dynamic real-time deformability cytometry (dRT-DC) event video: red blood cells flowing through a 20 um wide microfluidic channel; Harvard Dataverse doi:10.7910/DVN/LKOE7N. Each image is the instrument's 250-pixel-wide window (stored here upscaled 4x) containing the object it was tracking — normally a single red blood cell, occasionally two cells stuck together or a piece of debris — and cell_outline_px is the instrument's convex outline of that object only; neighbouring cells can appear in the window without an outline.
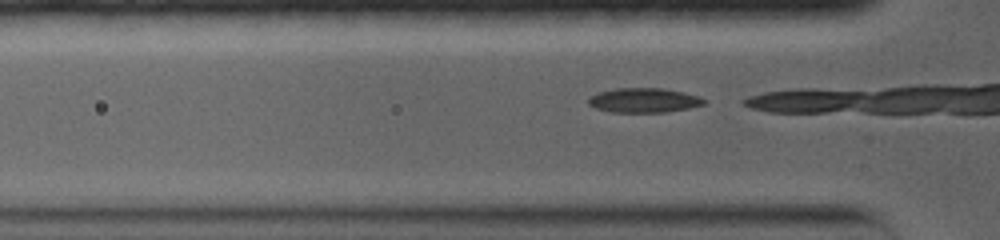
{"species": "common noctule bat (a hibernating species)", "species_latin": "Nyctalus noctula", "temperature_condition": "warm", "stored_images_in_passage": 70, "camera_frame_rate_fps": 5000, "um_per_image_px": 0.085, "animal": {"sex": "female", "body_mass_g": 19.0, "forearm_length_mm": 56.7}, "frame": {"image": 1, "passage_image": 2, "time_ms": 0.2, "image_size_px": [1000, 240], "cell_outline_px": [[704, 104], [688, 108], [664, 112], [612, 112], [596, 108], [588, 104], [588, 100], [592, 96], [600, 92], [616, 88], [660, 88], [684, 92], [700, 96], [704, 100]], "centroid_in_image_um": [54.73, 8.52], "position_along_channel_um": 71.1, "area_um2": 16.3}}
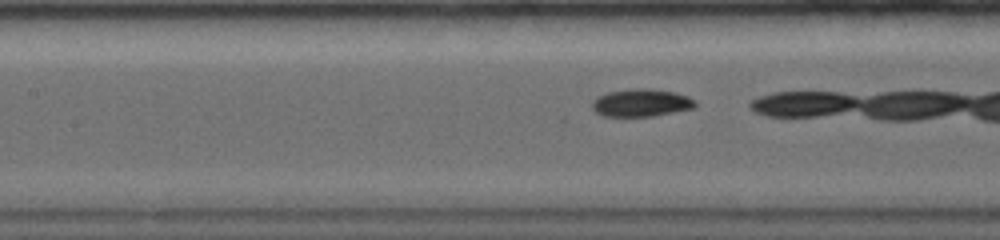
{"frame": {"image": 2, "passage_image": 16, "time_ms": 2.4, "image_size_px": [1000, 240], "cell_outline_px": [[696, 108], [652, 116], [604, 116], [596, 112], [592, 108], [592, 100], [596, 96], [608, 92], [632, 88], [648, 88], [676, 92], [688, 96], [696, 100]], "centroid_in_image_um": [54.52, 8.72], "position_along_channel_um": 152.9, "area_um2": 16.82}}
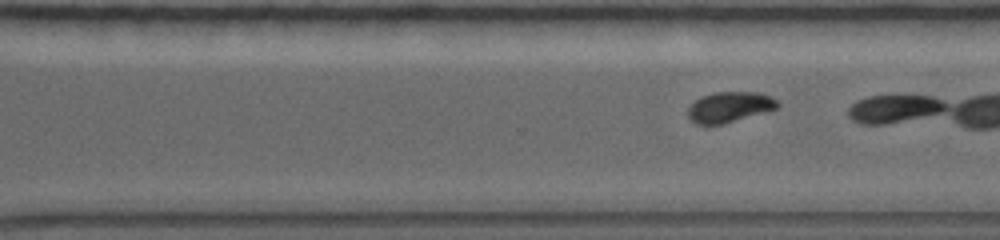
{"frame": {"image": 3, "passage_image": 48, "time_ms": 6.6, "image_size_px": [1000, 240], "cell_outline_px": [[780, 104], [776, 108], [724, 124], [708, 128], [696, 124], [688, 116], [688, 108], [700, 96], [716, 92], [760, 92], [776, 100]], "centroid_in_image_um": [61.94, 9.13], "position_along_channel_um": 308.7, "area_um2": 16.07}}